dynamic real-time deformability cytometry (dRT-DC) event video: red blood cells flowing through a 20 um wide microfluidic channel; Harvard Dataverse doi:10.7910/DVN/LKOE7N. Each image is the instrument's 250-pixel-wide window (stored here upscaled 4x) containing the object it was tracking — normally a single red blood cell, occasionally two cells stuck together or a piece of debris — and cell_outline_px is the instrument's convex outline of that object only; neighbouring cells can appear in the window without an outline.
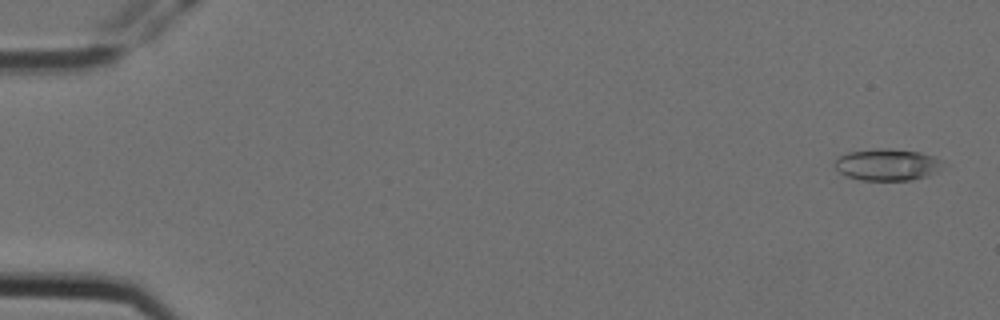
{"species": "Egyptian fruit bat (a non-hibernating species)", "species_latin": "Rousettus aegyptiacus", "temperature_condition": "cold", "stored_images_in_passage": 5, "camera_frame_rate_fps": 3000, "um_per_image_px": 0.085, "animal": {"sex": "female"}, "frame": {"image": 1, "passage_image": 1, "time_ms": 0.0, "image_size_px": [1000, 320], "cell_outline_px": [[948, 164], [936, 172], [912, 180], [860, 180], [848, 176], [840, 172], [836, 168], [836, 156], [848, 152], [876, 148], [888, 148], [920, 152], [944, 160]], "centroid_in_image_um": [75.46, 13.98], "position_along_channel_um": 9.5, "area_um2": 20.17}}
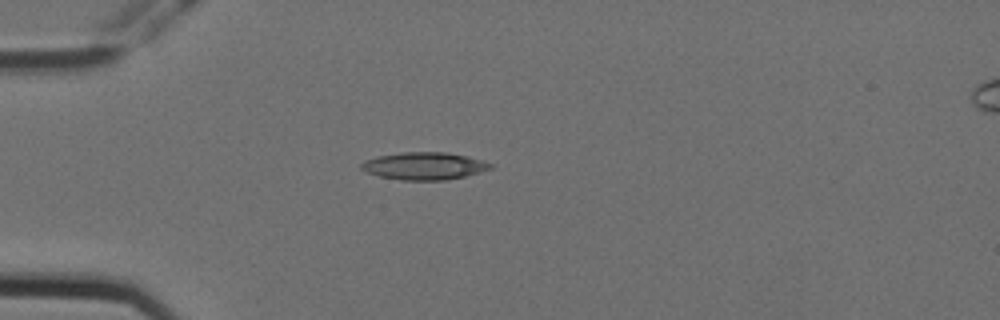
{"frame": {"image": 2, "passage_image": 5, "time_ms": 1.333, "image_size_px": [1000, 320], "cell_outline_px": [[492, 168], [480, 172], [464, 176], [444, 180], [404, 180], [380, 176], [368, 172], [360, 168], [360, 164], [364, 160], [376, 156], [400, 152], [444, 152], [468, 156], [492, 164]], "centroid_in_image_um": [36.03, 14.09], "position_along_channel_um": 49.0, "area_um2": 20.52}}